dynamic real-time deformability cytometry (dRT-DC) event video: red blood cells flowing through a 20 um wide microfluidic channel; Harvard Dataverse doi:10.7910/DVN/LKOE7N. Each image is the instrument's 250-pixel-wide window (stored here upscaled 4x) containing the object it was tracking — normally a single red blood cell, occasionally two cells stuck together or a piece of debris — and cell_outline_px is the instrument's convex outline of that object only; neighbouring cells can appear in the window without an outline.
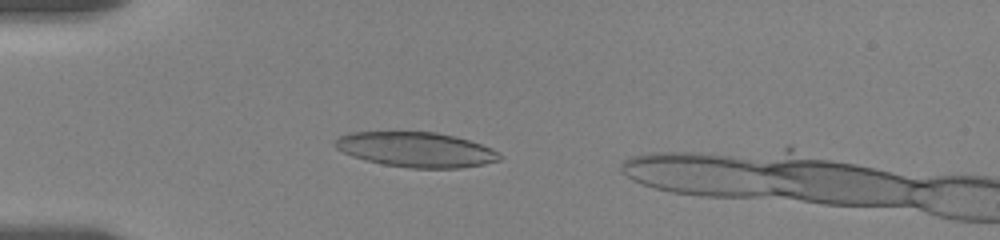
{"species": "human", "species_latin": "Homo sapiens", "temperature_condition": "room temperature", "stored_images_in_passage": 44, "camera_frame_rate_fps": 3000, "um_per_image_px": 0.085, "donor": {"sex": "female"}, "frame": {"image": 1, "passage_image": 8, "time_ms": 2.333, "image_size_px": [1000, 240], "cell_outline_px": [[504, 156], [500, 160], [484, 164], [460, 168], [412, 168], [384, 164], [364, 160], [352, 156], [336, 148], [332, 144], [340, 136], [348, 132], [436, 132], [468, 140], [492, 148]], "centroid_in_image_um": [35.37, 12.72], "position_along_channel_um": 49.6, "area_um2": 33.47}}
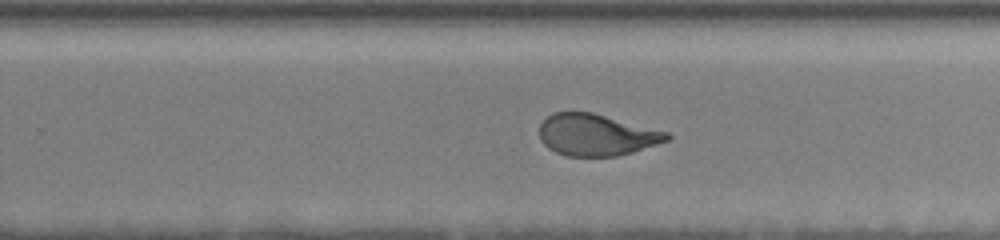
{"frame": {"image": 2, "passage_image": 29, "time_ms": 9.333, "image_size_px": [1000, 240], "cell_outline_px": [[672, 136], [668, 140], [632, 152], [616, 156], [564, 156], [548, 148], [540, 140], [540, 124], [552, 112], [592, 112], [668, 132]], "centroid_in_image_um": [50.67, 11.46], "position_along_channel_um": 279.1, "area_um2": 30.81}}
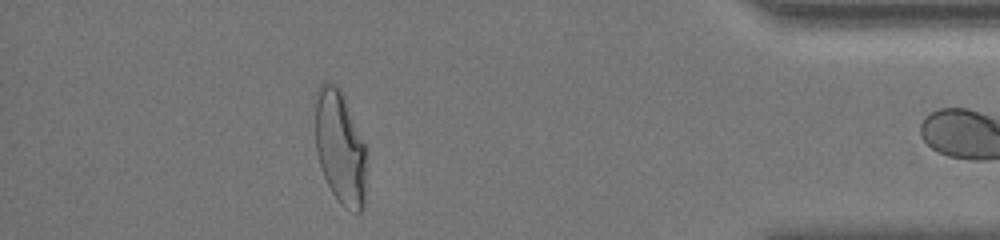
{"frame": {"image": 3, "passage_image": 43, "time_ms": 14.0, "image_size_px": [1000, 240], "cell_outline_px": [[364, 208], [360, 212], [356, 212], [344, 208], [340, 204], [332, 192], [324, 176], [316, 152], [312, 100], [316, 88], [320, 84], [328, 80], [336, 84], [344, 92], [364, 144]], "centroid_in_image_um": [28.83, 12.4], "position_along_channel_um": 406.4, "area_um2": 34.74}}